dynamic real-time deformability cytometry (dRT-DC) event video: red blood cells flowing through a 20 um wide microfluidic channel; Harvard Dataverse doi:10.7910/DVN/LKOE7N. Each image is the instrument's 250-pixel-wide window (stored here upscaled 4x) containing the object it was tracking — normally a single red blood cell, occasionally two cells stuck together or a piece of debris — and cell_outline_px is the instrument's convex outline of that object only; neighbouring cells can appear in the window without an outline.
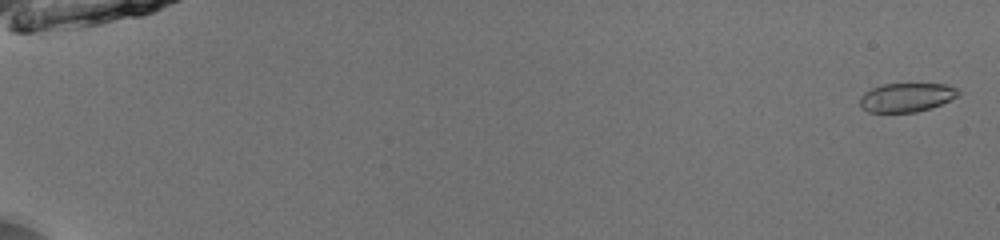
{"species": "common noctule bat (a hibernating species)", "species_latin": "Nyctalus noctula", "temperature_condition": "room temperature", "stored_images_in_passage": 54, "camera_frame_rate_fps": 3000, "um_per_image_px": 0.085, "animal": {"sex": "male", "body_mass_g": 13.0, "forearm_length_mm": 53.1}, "frame": {"image": 1, "passage_image": 2, "time_ms": 0.333, "image_size_px": [1000, 240], "cell_outline_px": [[960, 96], [940, 104], [916, 112], [868, 112], [860, 104], [860, 96], [864, 92], [872, 88], [884, 84], [948, 84], [956, 88], [960, 92]], "centroid_in_image_um": [77.07, 8.27], "position_along_channel_um": 7.9, "area_um2": 16.47}}
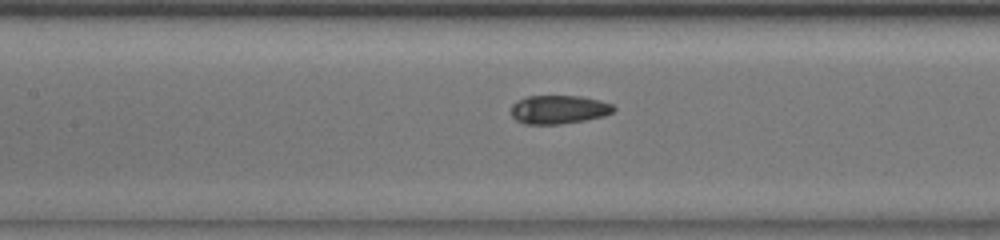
{"frame": {"image": 2, "passage_image": 28, "time_ms": 9.0, "image_size_px": [1000, 240], "cell_outline_px": [[616, 108], [612, 112], [604, 116], [584, 120], [560, 124], [524, 124], [516, 120], [512, 116], [512, 104], [516, 100], [528, 96], [580, 96], [600, 100], [612, 104]], "centroid_in_image_um": [47.48, 9.3], "position_along_channel_um": 159.9, "area_um2": 17.11}}
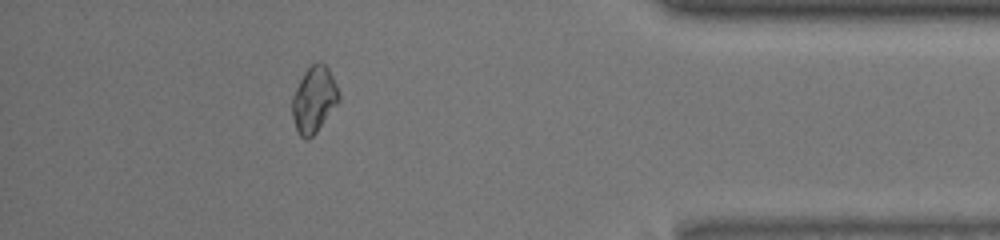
{"frame": {"image": 3, "passage_image": 49, "time_ms": 16.0, "image_size_px": [1000, 240], "cell_outline_px": [[340, 100], [316, 132], [308, 140], [304, 140], [296, 132], [292, 116], [292, 96], [304, 72], [312, 64], [320, 60], [328, 68], [340, 92]], "centroid_in_image_um": [26.68, 8.48], "position_along_channel_um": 408.5, "area_um2": 18.03}, "authors_computed_cell_mechanics": {"area_um2": 17.34, "velocity_mm_per_s": 3.9708, "shape_relaxation_time_tau1_ms": null, "shape_relaxation_time_tau2_ms": 3.2474, "deformation_change_tau1": null, "deformation_change_tau2": 0.0481}}